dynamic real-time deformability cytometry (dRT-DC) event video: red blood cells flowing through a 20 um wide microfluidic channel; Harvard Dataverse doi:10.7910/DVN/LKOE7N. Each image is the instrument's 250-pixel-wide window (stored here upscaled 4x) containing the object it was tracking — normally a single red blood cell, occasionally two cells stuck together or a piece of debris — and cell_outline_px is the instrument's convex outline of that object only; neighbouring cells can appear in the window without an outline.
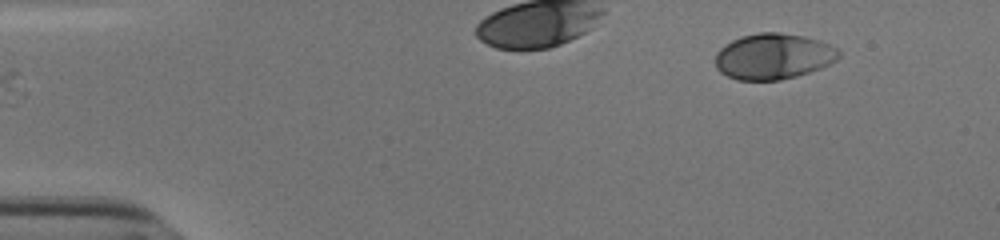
{"species": "human", "species_latin": "Homo sapiens", "temperature_condition": "cold", "stored_images_in_passage": 37, "segment_of_instrument_passage": [1, 2], "camera_frame_rate_fps": 3000, "um_per_image_px": 0.085, "donor": {"sex": "male"}, "frame": {"image": 1, "passage_image": 1, "time_ms": 0.0, "image_size_px": [1000, 240], "cell_outline_px": [[840, 56], [836, 60], [820, 68], [796, 76], [780, 80], [736, 80], [720, 72], [716, 68], [716, 52], [724, 44], [740, 36], [760, 32], [780, 32], [804, 36], [820, 40], [840, 48]], "centroid_in_image_um": [65.74, 4.78], "position_along_channel_um": 19.3, "area_um2": 33.23}}
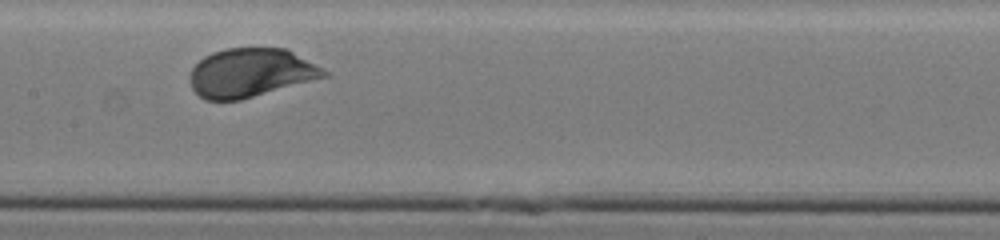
{"frame": {"image": 2, "passage_image": 16, "time_ms": 5.0, "image_size_px": [1000, 240], "cell_outline_px": [[332, 76], [240, 100], [204, 100], [192, 88], [192, 68], [204, 56], [212, 52], [228, 48], [288, 48], [328, 72]], "centroid_in_image_um": [21.37, 6.19], "position_along_channel_um": 186.0, "area_um2": 38.09}}
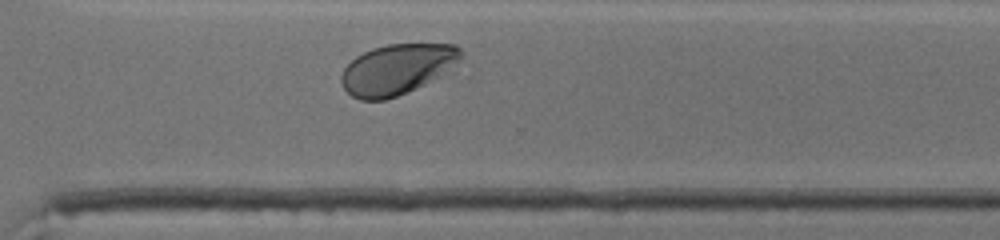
{"frame": {"image": 3, "passage_image": 28, "time_ms": 9.0, "image_size_px": [1000, 240], "cell_outline_px": [[464, 56], [452, 72], [416, 88], [396, 96], [384, 100], [360, 100], [352, 96], [344, 88], [340, 80], [340, 76], [344, 68], [356, 56], [372, 48], [388, 44], [456, 44], [464, 52]], "centroid_in_image_um": [33.83, 5.88], "position_along_channel_um": 336.8, "area_um2": 35.72}}